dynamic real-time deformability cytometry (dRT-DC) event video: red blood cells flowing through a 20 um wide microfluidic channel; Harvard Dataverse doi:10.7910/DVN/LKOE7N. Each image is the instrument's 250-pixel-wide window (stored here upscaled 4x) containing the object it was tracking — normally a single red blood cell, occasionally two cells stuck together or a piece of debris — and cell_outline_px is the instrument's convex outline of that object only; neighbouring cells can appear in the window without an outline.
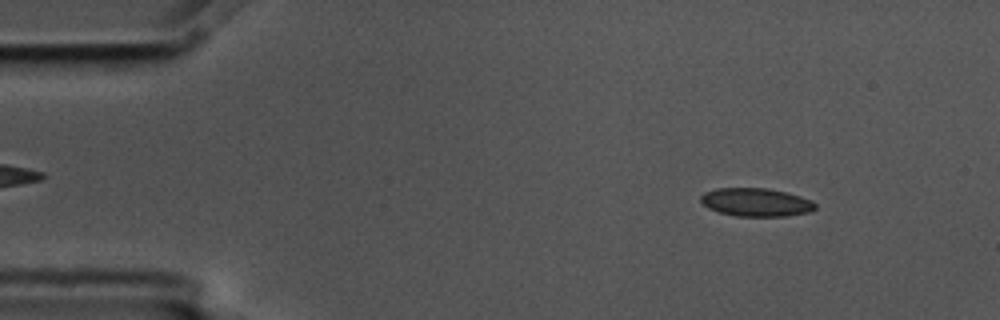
{"species": "common noctule bat (a hibernating species)", "species_latin": "Nyctalus noctula", "temperature_condition": "cold", "stored_images_in_passage": 3, "camera_frame_rate_fps": 3000, "um_per_image_px": 0.085, "animal": {"sex": "male", "body_mass_g": 17.5, "forearm_length_mm": 52.3}, "frame": {"image": 1, "passage_image": 1, "time_ms": 0.0, "image_size_px": [1000, 320], "cell_outline_px": [[816, 208], [808, 212], [784, 216], [736, 216], [720, 212], [708, 208], [700, 200], [700, 196], [704, 192], [716, 188], [768, 188], [800, 196], [812, 200], [816, 204]], "centroid_in_image_um": [64.25, 17.18], "position_along_channel_um": 20.8, "area_um2": 18.79}}